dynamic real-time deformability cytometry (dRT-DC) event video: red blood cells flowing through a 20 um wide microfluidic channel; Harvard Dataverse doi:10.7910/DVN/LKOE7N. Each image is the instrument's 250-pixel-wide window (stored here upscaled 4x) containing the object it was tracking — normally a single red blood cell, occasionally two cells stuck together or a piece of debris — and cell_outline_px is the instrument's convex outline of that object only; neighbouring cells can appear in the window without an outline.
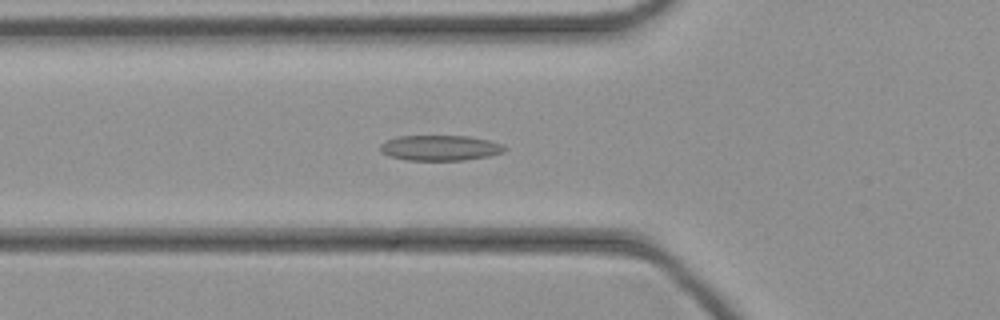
{"species": "common noctule bat (a hibernating species)", "species_latin": "Nyctalus noctula", "temperature_condition": "cold", "stored_images_in_passage": 43, "camera_frame_rate_fps": 3000, "um_per_image_px": 0.085, "animal": {"sex": "female", "body_mass_g": 21.9}, "frame": {"image": 1, "passage_image": 14, "time_ms": 4.333, "image_size_px": [1000, 320], "cell_outline_px": [[508, 148], [504, 152], [488, 156], [464, 160], [404, 160], [388, 156], [380, 152], [380, 144], [396, 136], [468, 136], [488, 140], [504, 144]], "centroid_in_image_um": [37.41, 12.57], "position_along_channel_um": 88.4, "area_um2": 18.55}}
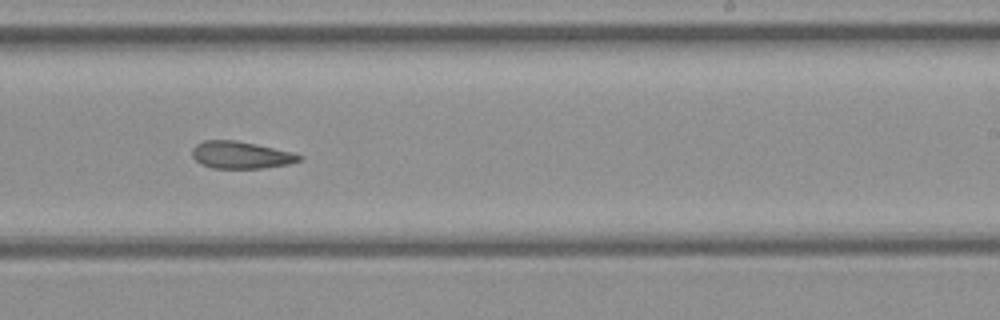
{"frame": {"image": 2, "passage_image": 26, "time_ms": 8.333, "image_size_px": [1000, 320], "cell_outline_px": [[304, 156], [300, 160], [288, 164], [260, 168], [212, 168], [200, 164], [192, 156], [192, 148], [196, 144], [204, 140], [236, 140], [256, 144], [292, 152]], "centroid_in_image_um": [20.44, 13.17], "position_along_channel_um": 268.6, "area_um2": 16.94}}
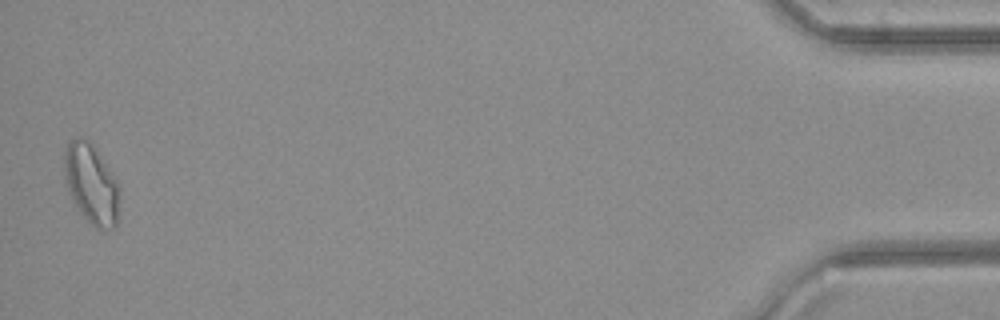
{"frame": {"image": 3, "passage_image": 43, "time_ms": 14.0, "image_size_px": [1000, 320], "cell_outline_px": [[120, 196], [116, 224], [112, 228], [96, 228], [80, 212], [68, 188], [64, 168], [64, 152], [68, 140], [72, 136], [80, 136], [92, 144], [96, 148], [120, 184]], "centroid_in_image_um": [7.78, 15.57], "position_along_channel_um": 427.4, "area_um2": 25.66}}